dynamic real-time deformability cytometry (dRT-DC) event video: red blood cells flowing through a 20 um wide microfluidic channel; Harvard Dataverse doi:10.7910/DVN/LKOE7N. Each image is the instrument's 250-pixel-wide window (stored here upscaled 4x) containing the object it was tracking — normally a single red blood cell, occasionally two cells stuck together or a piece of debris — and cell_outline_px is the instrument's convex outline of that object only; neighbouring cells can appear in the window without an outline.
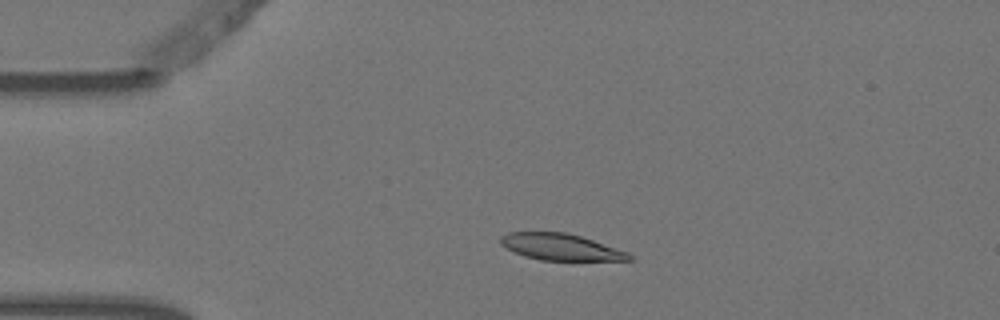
{"species": "Egyptian fruit bat (a non-hibernating species)", "species_latin": "Rousettus aegyptiacus", "temperature_condition": "warm", "stored_images_in_passage": 3, "camera_frame_rate_fps": 3000, "um_per_image_px": 0.085, "animal": {"sex": "female"}, "frame": {"image": 1, "passage_image": 2, "time_ms": 0.333, "image_size_px": [1000, 320], "cell_outline_px": [[636, 260], [540, 260], [524, 256], [500, 244], [500, 236], [508, 232], [564, 232], [580, 236], [628, 252], [636, 256]], "centroid_in_image_um": [47.69, 21.0], "position_along_channel_um": 37.3, "area_um2": 19.77}}